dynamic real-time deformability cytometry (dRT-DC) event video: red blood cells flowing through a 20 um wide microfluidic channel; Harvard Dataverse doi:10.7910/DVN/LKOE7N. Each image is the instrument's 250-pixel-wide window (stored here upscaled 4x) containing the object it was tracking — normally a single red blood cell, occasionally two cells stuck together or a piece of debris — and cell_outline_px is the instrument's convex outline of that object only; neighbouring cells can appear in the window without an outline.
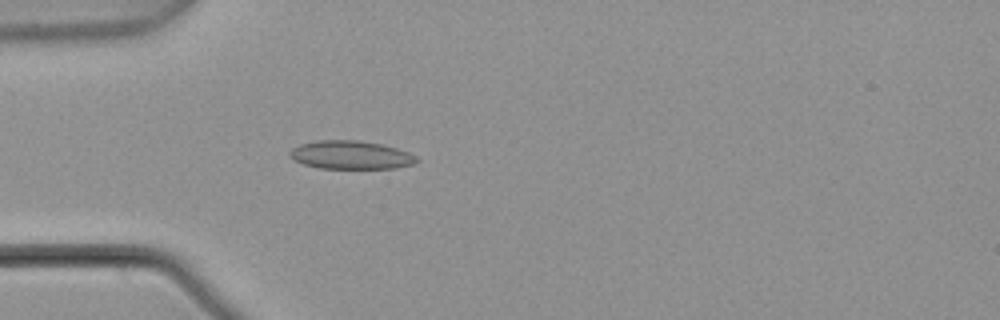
{"species": "common noctule bat (a hibernating species)", "species_latin": "Nyctalus noctula", "temperature_condition": "warm", "stored_images_in_passage": 5, "camera_frame_rate_fps": 3000, "um_per_image_px": 0.085, "animal": {"sex": "male", "body_mass_g": 21.5, "forearm_length_mm": 52.0}, "frame": {"image": 1, "passage_image": 5, "time_ms": 1.333, "image_size_px": [1000, 320], "cell_outline_px": [[420, 160], [412, 164], [392, 168], [320, 168], [304, 164], [296, 160], [288, 152], [292, 148], [300, 144], [316, 140], [360, 140], [380, 144], [396, 148], [408, 152], [416, 156]], "centroid_in_image_um": [29.82, 13.16], "position_along_channel_um": 55.2, "area_um2": 20.75}}